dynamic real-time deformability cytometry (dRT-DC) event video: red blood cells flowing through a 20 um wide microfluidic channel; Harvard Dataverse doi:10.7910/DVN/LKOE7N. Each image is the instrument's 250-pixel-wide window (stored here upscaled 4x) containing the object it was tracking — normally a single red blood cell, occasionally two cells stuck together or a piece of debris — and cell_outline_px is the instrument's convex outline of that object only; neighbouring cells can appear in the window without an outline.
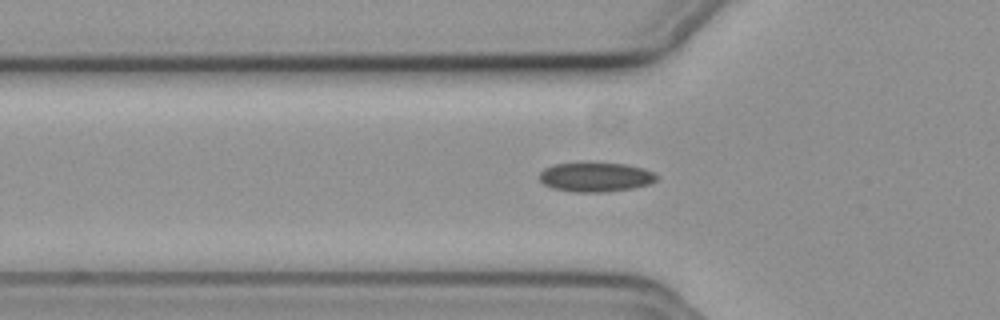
{"species": "common noctule bat (a hibernating species)", "species_latin": "Nyctalus noctula", "temperature_condition": "cold", "stored_images_in_passage": 28, "camera_frame_rate_fps": 3000, "um_per_image_px": 0.085, "animal": {"sex": "female", "body_mass_g": 19.3, "forearm_length_mm": 54.1}, "frame": {"image": 1, "passage_image": 3, "time_ms": 0.667, "image_size_px": [1000, 320], "cell_outline_px": [[660, 176], [656, 180], [648, 184], [632, 188], [604, 192], [576, 192], [552, 188], [544, 184], [540, 180], [540, 172], [544, 168], [552, 164], [628, 164], [644, 168]], "centroid_in_image_um": [50.64, 15.06], "position_along_channel_um": 75.2, "area_um2": 19.77}}
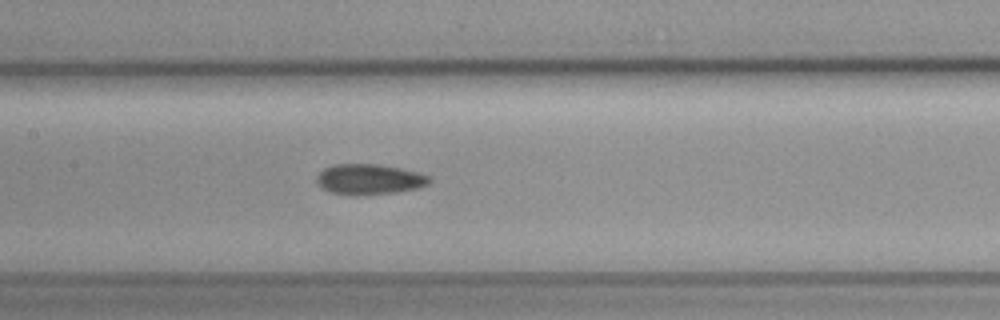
{"frame": {"image": 2, "passage_image": 11, "time_ms": 3.333, "image_size_px": [1000, 320], "cell_outline_px": [[432, 180], [428, 184], [416, 188], [396, 192], [356, 196], [328, 192], [320, 188], [316, 184], [316, 176], [324, 168], [332, 164], [376, 164], [400, 168], [416, 172], [428, 176]], "centroid_in_image_um": [31.31, 15.25], "position_along_channel_um": 176.1, "area_um2": 20.17}}
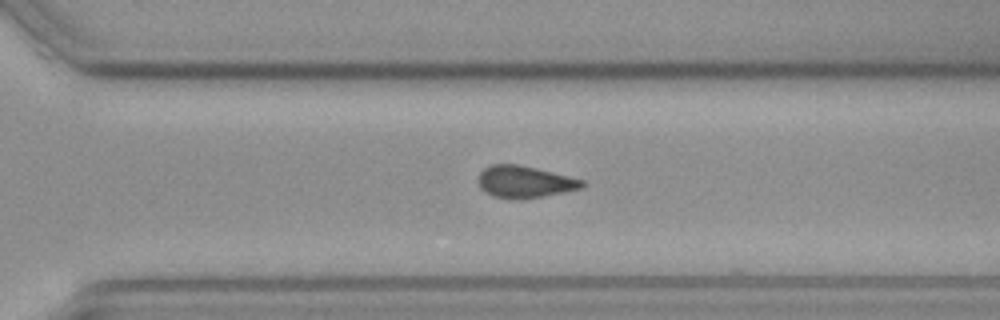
{"frame": {"image": 3, "passage_image": 23, "time_ms": 7.333, "image_size_px": [1000, 320], "cell_outline_px": [[584, 184], [580, 188], [564, 192], [544, 196], [520, 200], [508, 200], [492, 196], [484, 192], [480, 188], [480, 172], [484, 168], [492, 164], [520, 164], [584, 180]], "centroid_in_image_um": [44.56, 15.47], "position_along_channel_um": 326.0, "area_um2": 19.42}, "authors_computed_cell_mechanics": {"area_um2": 19.5075, "velocity_mm_per_s": 3.7653, "shape_relaxation_time_tau1_ms": null, "shape_relaxation_time_tau2_ms": 4.4548, "deformation_change_tau1": null, "deformation_change_tau2": 0.0982}}